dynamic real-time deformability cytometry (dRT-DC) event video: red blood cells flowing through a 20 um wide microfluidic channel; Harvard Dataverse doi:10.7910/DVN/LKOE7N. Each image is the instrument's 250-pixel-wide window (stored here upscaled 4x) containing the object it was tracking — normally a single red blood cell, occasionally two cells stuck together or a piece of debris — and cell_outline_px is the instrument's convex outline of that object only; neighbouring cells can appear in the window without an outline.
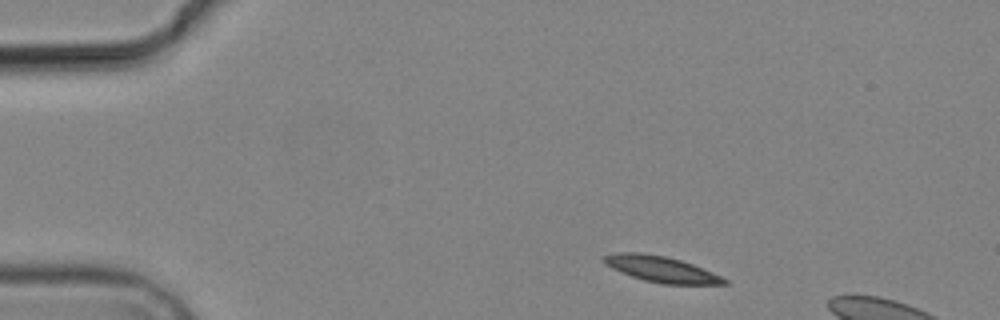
{"species": "common noctule bat (a hibernating species)", "species_latin": "Nyctalus noctula", "temperature_condition": "cold", "stored_images_in_passage": 2, "camera_frame_rate_fps": 3000, "um_per_image_px": 0.085, "animal": {"sex": "male", "body_mass_g": 19.2, "forearm_length_mm": 51.8}, "frame": {"image": 1, "passage_image": 2, "time_ms": 4.333, "image_size_px": [1000, 320], "cell_outline_px": [[728, 284], [660, 284], [644, 280], [632, 276], [612, 268], [604, 264], [604, 256], [620, 252], [640, 252], [664, 256], [680, 260], [692, 264], [712, 272], [728, 280]], "centroid_in_image_um": [56.21, 22.88], "position_along_channel_um": 28.8, "area_um2": 17.92}}